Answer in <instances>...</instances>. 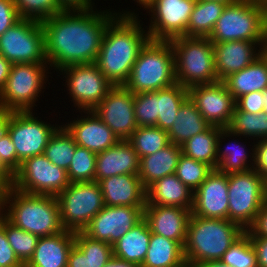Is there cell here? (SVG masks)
<instances>
[{"instance_id": "37", "label": "cell", "mask_w": 267, "mask_h": 267, "mask_svg": "<svg viewBox=\"0 0 267 267\" xmlns=\"http://www.w3.org/2000/svg\"><path fill=\"white\" fill-rule=\"evenodd\" d=\"M128 141L140 159L161 150L170 143L167 131L156 126L137 127Z\"/></svg>"}, {"instance_id": "5", "label": "cell", "mask_w": 267, "mask_h": 267, "mask_svg": "<svg viewBox=\"0 0 267 267\" xmlns=\"http://www.w3.org/2000/svg\"><path fill=\"white\" fill-rule=\"evenodd\" d=\"M5 204L10 205L5 217L26 232L44 237L64 230L58 202L53 195L28 194L12 188Z\"/></svg>"}, {"instance_id": "13", "label": "cell", "mask_w": 267, "mask_h": 267, "mask_svg": "<svg viewBox=\"0 0 267 267\" xmlns=\"http://www.w3.org/2000/svg\"><path fill=\"white\" fill-rule=\"evenodd\" d=\"M57 129L58 127L34 118L31 111H10L8 134L21 162L29 157L42 155Z\"/></svg>"}, {"instance_id": "4", "label": "cell", "mask_w": 267, "mask_h": 267, "mask_svg": "<svg viewBox=\"0 0 267 267\" xmlns=\"http://www.w3.org/2000/svg\"><path fill=\"white\" fill-rule=\"evenodd\" d=\"M176 83L175 57L170 41L149 39L140 49L123 86L137 94L168 88Z\"/></svg>"}, {"instance_id": "30", "label": "cell", "mask_w": 267, "mask_h": 267, "mask_svg": "<svg viewBox=\"0 0 267 267\" xmlns=\"http://www.w3.org/2000/svg\"><path fill=\"white\" fill-rule=\"evenodd\" d=\"M150 236V228L143 218L112 245L113 256L141 266L147 254Z\"/></svg>"}, {"instance_id": "43", "label": "cell", "mask_w": 267, "mask_h": 267, "mask_svg": "<svg viewBox=\"0 0 267 267\" xmlns=\"http://www.w3.org/2000/svg\"><path fill=\"white\" fill-rule=\"evenodd\" d=\"M13 2L20 18L39 22L64 11L57 0H13Z\"/></svg>"}, {"instance_id": "45", "label": "cell", "mask_w": 267, "mask_h": 267, "mask_svg": "<svg viewBox=\"0 0 267 267\" xmlns=\"http://www.w3.org/2000/svg\"><path fill=\"white\" fill-rule=\"evenodd\" d=\"M221 261L229 267H258L256 253L245 233L223 255Z\"/></svg>"}, {"instance_id": "22", "label": "cell", "mask_w": 267, "mask_h": 267, "mask_svg": "<svg viewBox=\"0 0 267 267\" xmlns=\"http://www.w3.org/2000/svg\"><path fill=\"white\" fill-rule=\"evenodd\" d=\"M255 44L263 45V42L238 40L213 43L218 81L239 72L257 59L262 54V48L256 53Z\"/></svg>"}, {"instance_id": "57", "label": "cell", "mask_w": 267, "mask_h": 267, "mask_svg": "<svg viewBox=\"0 0 267 267\" xmlns=\"http://www.w3.org/2000/svg\"><path fill=\"white\" fill-rule=\"evenodd\" d=\"M104 267H141L140 265L113 256Z\"/></svg>"}, {"instance_id": "40", "label": "cell", "mask_w": 267, "mask_h": 267, "mask_svg": "<svg viewBox=\"0 0 267 267\" xmlns=\"http://www.w3.org/2000/svg\"><path fill=\"white\" fill-rule=\"evenodd\" d=\"M3 228L15 255L25 266L34 254L39 237L15 226L6 217L3 218Z\"/></svg>"}, {"instance_id": "17", "label": "cell", "mask_w": 267, "mask_h": 267, "mask_svg": "<svg viewBox=\"0 0 267 267\" xmlns=\"http://www.w3.org/2000/svg\"><path fill=\"white\" fill-rule=\"evenodd\" d=\"M188 95L210 126L228 127L236 102L223 81L194 85Z\"/></svg>"}, {"instance_id": "50", "label": "cell", "mask_w": 267, "mask_h": 267, "mask_svg": "<svg viewBox=\"0 0 267 267\" xmlns=\"http://www.w3.org/2000/svg\"><path fill=\"white\" fill-rule=\"evenodd\" d=\"M254 145V153L252 155L254 165L253 169L267 180V138H262ZM256 166V167H254Z\"/></svg>"}, {"instance_id": "29", "label": "cell", "mask_w": 267, "mask_h": 267, "mask_svg": "<svg viewBox=\"0 0 267 267\" xmlns=\"http://www.w3.org/2000/svg\"><path fill=\"white\" fill-rule=\"evenodd\" d=\"M223 82L235 101L245 94L267 90L266 57L261 54L250 65L230 74Z\"/></svg>"}, {"instance_id": "59", "label": "cell", "mask_w": 267, "mask_h": 267, "mask_svg": "<svg viewBox=\"0 0 267 267\" xmlns=\"http://www.w3.org/2000/svg\"><path fill=\"white\" fill-rule=\"evenodd\" d=\"M255 1L261 7L263 15L267 16V0H255Z\"/></svg>"}, {"instance_id": "3", "label": "cell", "mask_w": 267, "mask_h": 267, "mask_svg": "<svg viewBox=\"0 0 267 267\" xmlns=\"http://www.w3.org/2000/svg\"><path fill=\"white\" fill-rule=\"evenodd\" d=\"M245 230L228 219L202 218L191 215L183 246L187 267L212 260H221L224 253Z\"/></svg>"}, {"instance_id": "56", "label": "cell", "mask_w": 267, "mask_h": 267, "mask_svg": "<svg viewBox=\"0 0 267 267\" xmlns=\"http://www.w3.org/2000/svg\"><path fill=\"white\" fill-rule=\"evenodd\" d=\"M9 118H10V110L0 108V139L8 134Z\"/></svg>"}, {"instance_id": "28", "label": "cell", "mask_w": 267, "mask_h": 267, "mask_svg": "<svg viewBox=\"0 0 267 267\" xmlns=\"http://www.w3.org/2000/svg\"><path fill=\"white\" fill-rule=\"evenodd\" d=\"M182 148L169 143L161 150L140 159L138 176L145 188L156 180L175 174Z\"/></svg>"}, {"instance_id": "26", "label": "cell", "mask_w": 267, "mask_h": 267, "mask_svg": "<svg viewBox=\"0 0 267 267\" xmlns=\"http://www.w3.org/2000/svg\"><path fill=\"white\" fill-rule=\"evenodd\" d=\"M146 204L192 209L193 191L175 175H167L146 188Z\"/></svg>"}, {"instance_id": "18", "label": "cell", "mask_w": 267, "mask_h": 267, "mask_svg": "<svg viewBox=\"0 0 267 267\" xmlns=\"http://www.w3.org/2000/svg\"><path fill=\"white\" fill-rule=\"evenodd\" d=\"M119 138L128 140L138 127L135 121L134 93L124 86H113L92 110Z\"/></svg>"}, {"instance_id": "44", "label": "cell", "mask_w": 267, "mask_h": 267, "mask_svg": "<svg viewBox=\"0 0 267 267\" xmlns=\"http://www.w3.org/2000/svg\"><path fill=\"white\" fill-rule=\"evenodd\" d=\"M135 121L138 127L156 126L158 90L134 94Z\"/></svg>"}, {"instance_id": "58", "label": "cell", "mask_w": 267, "mask_h": 267, "mask_svg": "<svg viewBox=\"0 0 267 267\" xmlns=\"http://www.w3.org/2000/svg\"><path fill=\"white\" fill-rule=\"evenodd\" d=\"M197 267H229L224 264L221 260H212L199 264Z\"/></svg>"}, {"instance_id": "15", "label": "cell", "mask_w": 267, "mask_h": 267, "mask_svg": "<svg viewBox=\"0 0 267 267\" xmlns=\"http://www.w3.org/2000/svg\"><path fill=\"white\" fill-rule=\"evenodd\" d=\"M145 206H104L82 230L89 238L113 245L144 218Z\"/></svg>"}, {"instance_id": "39", "label": "cell", "mask_w": 267, "mask_h": 267, "mask_svg": "<svg viewBox=\"0 0 267 267\" xmlns=\"http://www.w3.org/2000/svg\"><path fill=\"white\" fill-rule=\"evenodd\" d=\"M230 135H232V133L230 131H228L226 128L220 130V133H219V136L217 139L218 164H217L216 169L219 170L220 172L227 174V175L233 174V173H243V172H247L249 170H252L253 166L249 167V165H247V163H246V161L248 159V156H247L248 154L245 152V150H243V149H245V148H243V146H241V145L239 146V143L237 146L238 149H237V147H235V144L234 145L232 144L233 147L227 146L225 151L223 150V152H220L222 150L221 148H219L221 146L220 145V142H221L220 138L222 139V138H224V136L229 137ZM228 145H231V144L229 143Z\"/></svg>"}, {"instance_id": "46", "label": "cell", "mask_w": 267, "mask_h": 267, "mask_svg": "<svg viewBox=\"0 0 267 267\" xmlns=\"http://www.w3.org/2000/svg\"><path fill=\"white\" fill-rule=\"evenodd\" d=\"M21 163L17 158L15 145L7 134L0 139V165L14 176L19 171Z\"/></svg>"}, {"instance_id": "11", "label": "cell", "mask_w": 267, "mask_h": 267, "mask_svg": "<svg viewBox=\"0 0 267 267\" xmlns=\"http://www.w3.org/2000/svg\"><path fill=\"white\" fill-rule=\"evenodd\" d=\"M45 64L15 63L11 65L6 85L0 91V108L31 111L45 80Z\"/></svg>"}, {"instance_id": "41", "label": "cell", "mask_w": 267, "mask_h": 267, "mask_svg": "<svg viewBox=\"0 0 267 267\" xmlns=\"http://www.w3.org/2000/svg\"><path fill=\"white\" fill-rule=\"evenodd\" d=\"M96 172V153L76 146L71 163L67 170L71 183L94 181Z\"/></svg>"}, {"instance_id": "61", "label": "cell", "mask_w": 267, "mask_h": 267, "mask_svg": "<svg viewBox=\"0 0 267 267\" xmlns=\"http://www.w3.org/2000/svg\"><path fill=\"white\" fill-rule=\"evenodd\" d=\"M5 200L6 199H0V223L2 222L3 218L5 217V213L3 214L4 211H2L3 209H5L4 207L7 206L5 204ZM2 211V212H1ZM3 215V216H2Z\"/></svg>"}, {"instance_id": "16", "label": "cell", "mask_w": 267, "mask_h": 267, "mask_svg": "<svg viewBox=\"0 0 267 267\" xmlns=\"http://www.w3.org/2000/svg\"><path fill=\"white\" fill-rule=\"evenodd\" d=\"M195 3L196 0H155L147 8L153 13L154 20L147 31L149 39L169 41L186 36Z\"/></svg>"}, {"instance_id": "27", "label": "cell", "mask_w": 267, "mask_h": 267, "mask_svg": "<svg viewBox=\"0 0 267 267\" xmlns=\"http://www.w3.org/2000/svg\"><path fill=\"white\" fill-rule=\"evenodd\" d=\"M113 257V246L94 240L82 231L75 232V245L70 250L67 267H104Z\"/></svg>"}, {"instance_id": "32", "label": "cell", "mask_w": 267, "mask_h": 267, "mask_svg": "<svg viewBox=\"0 0 267 267\" xmlns=\"http://www.w3.org/2000/svg\"><path fill=\"white\" fill-rule=\"evenodd\" d=\"M141 267H187L183 247L177 241L151 233Z\"/></svg>"}, {"instance_id": "55", "label": "cell", "mask_w": 267, "mask_h": 267, "mask_svg": "<svg viewBox=\"0 0 267 267\" xmlns=\"http://www.w3.org/2000/svg\"><path fill=\"white\" fill-rule=\"evenodd\" d=\"M11 65L12 64L0 54V91L6 85Z\"/></svg>"}, {"instance_id": "9", "label": "cell", "mask_w": 267, "mask_h": 267, "mask_svg": "<svg viewBox=\"0 0 267 267\" xmlns=\"http://www.w3.org/2000/svg\"><path fill=\"white\" fill-rule=\"evenodd\" d=\"M64 229L82 231L104 206V198L98 182L70 183L55 196Z\"/></svg>"}, {"instance_id": "34", "label": "cell", "mask_w": 267, "mask_h": 267, "mask_svg": "<svg viewBox=\"0 0 267 267\" xmlns=\"http://www.w3.org/2000/svg\"><path fill=\"white\" fill-rule=\"evenodd\" d=\"M222 128L209 126L202 133L189 138L181 145L182 153L190 158L217 168V139Z\"/></svg>"}, {"instance_id": "53", "label": "cell", "mask_w": 267, "mask_h": 267, "mask_svg": "<svg viewBox=\"0 0 267 267\" xmlns=\"http://www.w3.org/2000/svg\"><path fill=\"white\" fill-rule=\"evenodd\" d=\"M13 188V176L0 165V199H6Z\"/></svg>"}, {"instance_id": "2", "label": "cell", "mask_w": 267, "mask_h": 267, "mask_svg": "<svg viewBox=\"0 0 267 267\" xmlns=\"http://www.w3.org/2000/svg\"><path fill=\"white\" fill-rule=\"evenodd\" d=\"M134 13L115 16L107 25L95 64L113 86H123L140 49L149 40Z\"/></svg>"}, {"instance_id": "63", "label": "cell", "mask_w": 267, "mask_h": 267, "mask_svg": "<svg viewBox=\"0 0 267 267\" xmlns=\"http://www.w3.org/2000/svg\"><path fill=\"white\" fill-rule=\"evenodd\" d=\"M263 103H264V110L263 112L267 115V90L263 91Z\"/></svg>"}, {"instance_id": "7", "label": "cell", "mask_w": 267, "mask_h": 267, "mask_svg": "<svg viewBox=\"0 0 267 267\" xmlns=\"http://www.w3.org/2000/svg\"><path fill=\"white\" fill-rule=\"evenodd\" d=\"M212 43L264 41V15L255 0L227 4L208 37Z\"/></svg>"}, {"instance_id": "49", "label": "cell", "mask_w": 267, "mask_h": 267, "mask_svg": "<svg viewBox=\"0 0 267 267\" xmlns=\"http://www.w3.org/2000/svg\"><path fill=\"white\" fill-rule=\"evenodd\" d=\"M20 19L13 0H0V36Z\"/></svg>"}, {"instance_id": "48", "label": "cell", "mask_w": 267, "mask_h": 267, "mask_svg": "<svg viewBox=\"0 0 267 267\" xmlns=\"http://www.w3.org/2000/svg\"><path fill=\"white\" fill-rule=\"evenodd\" d=\"M0 267H24L7 240L3 220L0 223Z\"/></svg>"}, {"instance_id": "42", "label": "cell", "mask_w": 267, "mask_h": 267, "mask_svg": "<svg viewBox=\"0 0 267 267\" xmlns=\"http://www.w3.org/2000/svg\"><path fill=\"white\" fill-rule=\"evenodd\" d=\"M212 170L206 163L196 161L182 153L178 159L175 175L194 192Z\"/></svg>"}, {"instance_id": "19", "label": "cell", "mask_w": 267, "mask_h": 267, "mask_svg": "<svg viewBox=\"0 0 267 267\" xmlns=\"http://www.w3.org/2000/svg\"><path fill=\"white\" fill-rule=\"evenodd\" d=\"M228 175L213 169L193 192L192 215L228 219Z\"/></svg>"}, {"instance_id": "33", "label": "cell", "mask_w": 267, "mask_h": 267, "mask_svg": "<svg viewBox=\"0 0 267 267\" xmlns=\"http://www.w3.org/2000/svg\"><path fill=\"white\" fill-rule=\"evenodd\" d=\"M226 3L196 0L186 29V37H209Z\"/></svg>"}, {"instance_id": "21", "label": "cell", "mask_w": 267, "mask_h": 267, "mask_svg": "<svg viewBox=\"0 0 267 267\" xmlns=\"http://www.w3.org/2000/svg\"><path fill=\"white\" fill-rule=\"evenodd\" d=\"M86 113L90 116L64 126L75 143L96 154L114 146L119 141L115 133L93 111Z\"/></svg>"}, {"instance_id": "12", "label": "cell", "mask_w": 267, "mask_h": 267, "mask_svg": "<svg viewBox=\"0 0 267 267\" xmlns=\"http://www.w3.org/2000/svg\"><path fill=\"white\" fill-rule=\"evenodd\" d=\"M70 183L67 170L54 165L43 154L26 158L13 176V188L28 194L56 196Z\"/></svg>"}, {"instance_id": "8", "label": "cell", "mask_w": 267, "mask_h": 267, "mask_svg": "<svg viewBox=\"0 0 267 267\" xmlns=\"http://www.w3.org/2000/svg\"><path fill=\"white\" fill-rule=\"evenodd\" d=\"M266 180L254 169L228 174V220L245 231L266 202Z\"/></svg>"}, {"instance_id": "31", "label": "cell", "mask_w": 267, "mask_h": 267, "mask_svg": "<svg viewBox=\"0 0 267 267\" xmlns=\"http://www.w3.org/2000/svg\"><path fill=\"white\" fill-rule=\"evenodd\" d=\"M209 126L194 102L188 97L179 108L177 117L167 134L171 143L181 146L189 138L202 133Z\"/></svg>"}, {"instance_id": "62", "label": "cell", "mask_w": 267, "mask_h": 267, "mask_svg": "<svg viewBox=\"0 0 267 267\" xmlns=\"http://www.w3.org/2000/svg\"><path fill=\"white\" fill-rule=\"evenodd\" d=\"M154 1L155 0H137V3L143 5L147 9Z\"/></svg>"}, {"instance_id": "23", "label": "cell", "mask_w": 267, "mask_h": 267, "mask_svg": "<svg viewBox=\"0 0 267 267\" xmlns=\"http://www.w3.org/2000/svg\"><path fill=\"white\" fill-rule=\"evenodd\" d=\"M140 158L128 140H119L114 146L96 154L94 181L122 174H138Z\"/></svg>"}, {"instance_id": "52", "label": "cell", "mask_w": 267, "mask_h": 267, "mask_svg": "<svg viewBox=\"0 0 267 267\" xmlns=\"http://www.w3.org/2000/svg\"><path fill=\"white\" fill-rule=\"evenodd\" d=\"M256 253L257 266L267 267V237H249Z\"/></svg>"}, {"instance_id": "25", "label": "cell", "mask_w": 267, "mask_h": 267, "mask_svg": "<svg viewBox=\"0 0 267 267\" xmlns=\"http://www.w3.org/2000/svg\"><path fill=\"white\" fill-rule=\"evenodd\" d=\"M75 245V232H62L39 237L32 258L24 267H67L70 250Z\"/></svg>"}, {"instance_id": "14", "label": "cell", "mask_w": 267, "mask_h": 267, "mask_svg": "<svg viewBox=\"0 0 267 267\" xmlns=\"http://www.w3.org/2000/svg\"><path fill=\"white\" fill-rule=\"evenodd\" d=\"M61 70L68 74L66 82L72 100L84 112L94 110L113 87L95 63L70 65Z\"/></svg>"}, {"instance_id": "54", "label": "cell", "mask_w": 267, "mask_h": 267, "mask_svg": "<svg viewBox=\"0 0 267 267\" xmlns=\"http://www.w3.org/2000/svg\"><path fill=\"white\" fill-rule=\"evenodd\" d=\"M57 2L64 11L93 9L91 0H57Z\"/></svg>"}, {"instance_id": "20", "label": "cell", "mask_w": 267, "mask_h": 267, "mask_svg": "<svg viewBox=\"0 0 267 267\" xmlns=\"http://www.w3.org/2000/svg\"><path fill=\"white\" fill-rule=\"evenodd\" d=\"M191 215V209L177 206L146 204L144 208V219L151 233L177 241L182 247Z\"/></svg>"}, {"instance_id": "6", "label": "cell", "mask_w": 267, "mask_h": 267, "mask_svg": "<svg viewBox=\"0 0 267 267\" xmlns=\"http://www.w3.org/2000/svg\"><path fill=\"white\" fill-rule=\"evenodd\" d=\"M169 41L174 51L178 84L189 88L218 81L213 43L208 37L180 36Z\"/></svg>"}, {"instance_id": "66", "label": "cell", "mask_w": 267, "mask_h": 267, "mask_svg": "<svg viewBox=\"0 0 267 267\" xmlns=\"http://www.w3.org/2000/svg\"><path fill=\"white\" fill-rule=\"evenodd\" d=\"M266 192V202H267V180H266V190H265Z\"/></svg>"}, {"instance_id": "60", "label": "cell", "mask_w": 267, "mask_h": 267, "mask_svg": "<svg viewBox=\"0 0 267 267\" xmlns=\"http://www.w3.org/2000/svg\"><path fill=\"white\" fill-rule=\"evenodd\" d=\"M261 48H267V16H264V41Z\"/></svg>"}, {"instance_id": "35", "label": "cell", "mask_w": 267, "mask_h": 267, "mask_svg": "<svg viewBox=\"0 0 267 267\" xmlns=\"http://www.w3.org/2000/svg\"><path fill=\"white\" fill-rule=\"evenodd\" d=\"M189 97L188 88L176 83L158 90V121L156 127L168 131L182 103Z\"/></svg>"}, {"instance_id": "36", "label": "cell", "mask_w": 267, "mask_h": 267, "mask_svg": "<svg viewBox=\"0 0 267 267\" xmlns=\"http://www.w3.org/2000/svg\"><path fill=\"white\" fill-rule=\"evenodd\" d=\"M77 144L73 136L63 126L54 132L44 149L43 155L60 168L68 170Z\"/></svg>"}, {"instance_id": "24", "label": "cell", "mask_w": 267, "mask_h": 267, "mask_svg": "<svg viewBox=\"0 0 267 267\" xmlns=\"http://www.w3.org/2000/svg\"><path fill=\"white\" fill-rule=\"evenodd\" d=\"M106 206H146V188L138 174H122L99 182Z\"/></svg>"}, {"instance_id": "1", "label": "cell", "mask_w": 267, "mask_h": 267, "mask_svg": "<svg viewBox=\"0 0 267 267\" xmlns=\"http://www.w3.org/2000/svg\"><path fill=\"white\" fill-rule=\"evenodd\" d=\"M105 13L69 10L42 21L50 66L61 70L70 65L95 63L107 25L117 16Z\"/></svg>"}, {"instance_id": "64", "label": "cell", "mask_w": 267, "mask_h": 267, "mask_svg": "<svg viewBox=\"0 0 267 267\" xmlns=\"http://www.w3.org/2000/svg\"><path fill=\"white\" fill-rule=\"evenodd\" d=\"M208 1H213V0H208ZM214 1H220V2H223V3H226V4H232V3L239 2L241 0H214Z\"/></svg>"}, {"instance_id": "38", "label": "cell", "mask_w": 267, "mask_h": 267, "mask_svg": "<svg viewBox=\"0 0 267 267\" xmlns=\"http://www.w3.org/2000/svg\"><path fill=\"white\" fill-rule=\"evenodd\" d=\"M234 136H254V138H267V115L265 112L252 114L239 111L236 107L230 123L226 128Z\"/></svg>"}, {"instance_id": "47", "label": "cell", "mask_w": 267, "mask_h": 267, "mask_svg": "<svg viewBox=\"0 0 267 267\" xmlns=\"http://www.w3.org/2000/svg\"><path fill=\"white\" fill-rule=\"evenodd\" d=\"M235 102H236V108L239 111L258 114L263 112L264 110L262 91H255L245 94L239 97Z\"/></svg>"}, {"instance_id": "65", "label": "cell", "mask_w": 267, "mask_h": 267, "mask_svg": "<svg viewBox=\"0 0 267 267\" xmlns=\"http://www.w3.org/2000/svg\"><path fill=\"white\" fill-rule=\"evenodd\" d=\"M261 52H262V54L266 57V59H267V48H262L261 49Z\"/></svg>"}, {"instance_id": "10", "label": "cell", "mask_w": 267, "mask_h": 267, "mask_svg": "<svg viewBox=\"0 0 267 267\" xmlns=\"http://www.w3.org/2000/svg\"><path fill=\"white\" fill-rule=\"evenodd\" d=\"M0 54L11 64H46L48 60L42 23L21 18L0 36Z\"/></svg>"}, {"instance_id": "51", "label": "cell", "mask_w": 267, "mask_h": 267, "mask_svg": "<svg viewBox=\"0 0 267 267\" xmlns=\"http://www.w3.org/2000/svg\"><path fill=\"white\" fill-rule=\"evenodd\" d=\"M245 233L249 237H267V202L261 207L253 224Z\"/></svg>"}]
</instances>
